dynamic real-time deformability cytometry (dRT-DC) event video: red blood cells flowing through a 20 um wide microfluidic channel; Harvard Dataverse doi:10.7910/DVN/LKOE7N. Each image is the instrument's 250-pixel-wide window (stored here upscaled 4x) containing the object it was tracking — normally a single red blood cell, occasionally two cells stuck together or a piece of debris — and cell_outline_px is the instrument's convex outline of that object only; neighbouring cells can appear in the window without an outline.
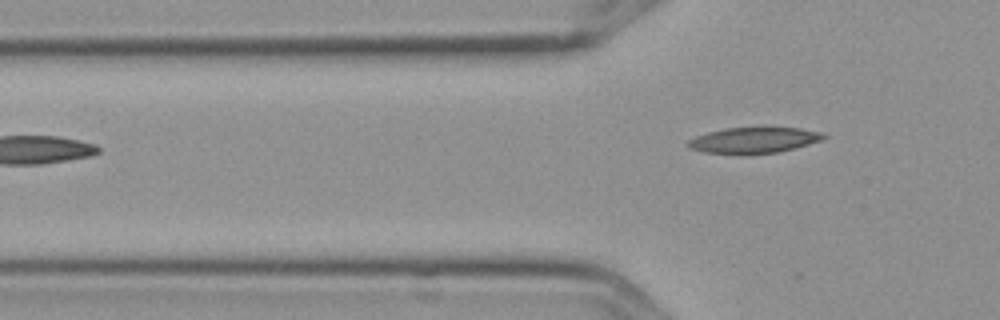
{"species": "Egyptian fruit bat (a non-hibernating species)", "species_latin": "Rousettus aegyptiacus", "temperature_condition": "cold", "stored_images_in_passage": 6, "camera_frame_rate_fps": 3000, "um_per_image_px": 0.085, "frame": {"image": 1, "passage_image": 6, "time_ms": 1.667, "image_size_px": [1000, 320], "cell_outline_px": [[828, 136], [820, 140], [796, 148], [780, 152], [704, 152], [692, 148], [688, 144], [688, 140], [696, 136], [708, 132], [724, 128], [760, 124], [764, 124], [800, 128], [820, 132]], "centroid_in_image_um": [64.15, 11.82], "position_along_channel_um": 61.6, "area_um2": 20.69}}